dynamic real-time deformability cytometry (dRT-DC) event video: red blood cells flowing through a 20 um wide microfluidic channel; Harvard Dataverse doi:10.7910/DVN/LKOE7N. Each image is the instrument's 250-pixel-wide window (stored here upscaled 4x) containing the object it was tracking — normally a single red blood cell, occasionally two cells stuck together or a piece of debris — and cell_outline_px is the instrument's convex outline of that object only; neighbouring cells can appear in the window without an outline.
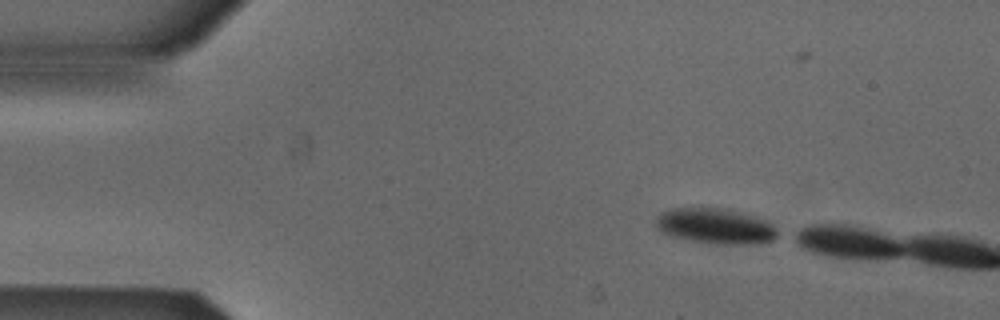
{"species": "Egyptian fruit bat (a non-hibernating species)", "species_latin": "Rousettus aegyptiacus", "temperature_condition": "cold", "stored_images_in_passage": 3, "camera_frame_rate_fps": 3000, "um_per_image_px": 0.085, "animal": {"sex": "male"}, "frame": {"image": 1, "passage_image": 2, "time_ms": 0.333, "image_size_px": [1000, 320], "cell_outline_px": [[780, 236], [764, 244], [716, 244], [692, 240], [672, 236], [660, 232], [656, 228], [656, 220], [660, 212], [672, 208], [728, 208], [764, 220], [772, 224], [780, 232]], "centroid_in_image_um": [60.84, 19.22], "position_along_channel_um": 24.2, "area_um2": 25.37}}